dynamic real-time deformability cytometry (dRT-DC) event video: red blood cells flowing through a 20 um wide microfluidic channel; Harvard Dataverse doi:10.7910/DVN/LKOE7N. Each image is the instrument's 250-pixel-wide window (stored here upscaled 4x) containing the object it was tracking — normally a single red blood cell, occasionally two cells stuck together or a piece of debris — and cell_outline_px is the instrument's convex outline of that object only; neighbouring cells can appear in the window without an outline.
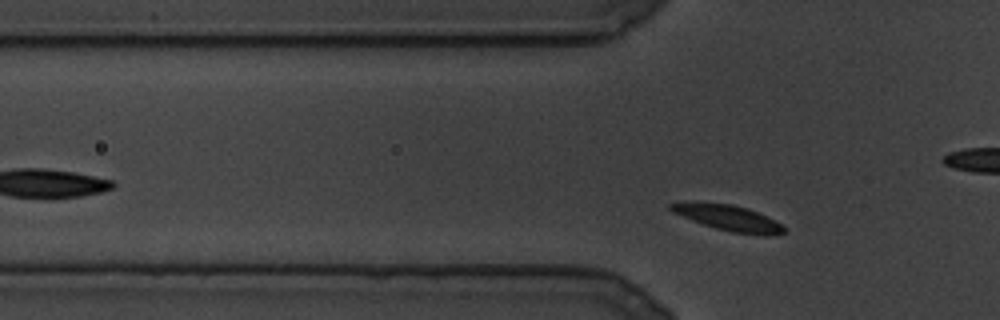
{"species": "common noctule bat (a hibernating species)", "species_latin": "Nyctalus noctula", "temperature_condition": "cold", "stored_images_in_passage": 61, "camera_frame_rate_fps": 3000, "um_per_image_px": 0.085, "animal": {"sex": "male", "body_mass_g": 19.5, "forearm_length_mm": 54.6}, "frame": {"image": 1, "passage_image": 6, "time_ms": 1.667, "image_size_px": [1000, 320], "cell_outline_px": [[788, 228], [784, 232], [732, 232], [716, 228], [692, 220], [672, 212], [668, 208], [668, 204], [692, 200], [696, 200], [732, 204], [748, 208]], "centroid_in_image_um": [61.7, 18.42], "position_along_channel_um": 64.1, "area_um2": 16.36}}
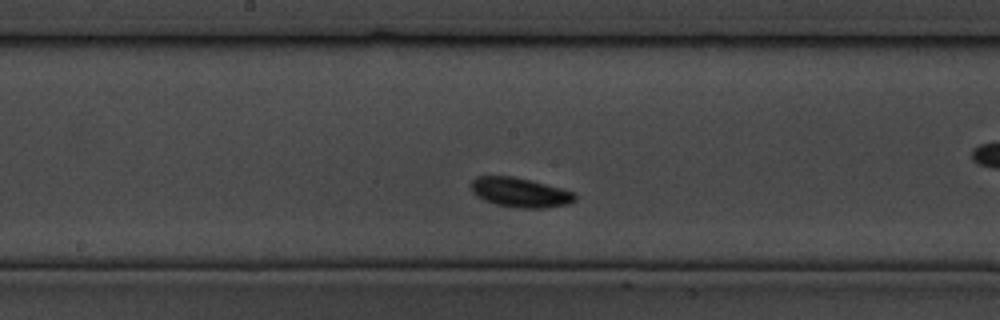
{"frame": {"image": 2, "passage_image": 31, "time_ms": 10.0, "image_size_px": [1000, 320], "cell_outline_px": [[576, 200], [568, 204], [548, 208], [520, 208], [496, 204], [484, 200], [476, 196], [472, 192], [472, 180], [476, 176], [512, 176], [576, 192]], "centroid_in_image_um": [44.22, 16.37], "position_along_channel_um": 204.0, "area_um2": 17.8}}
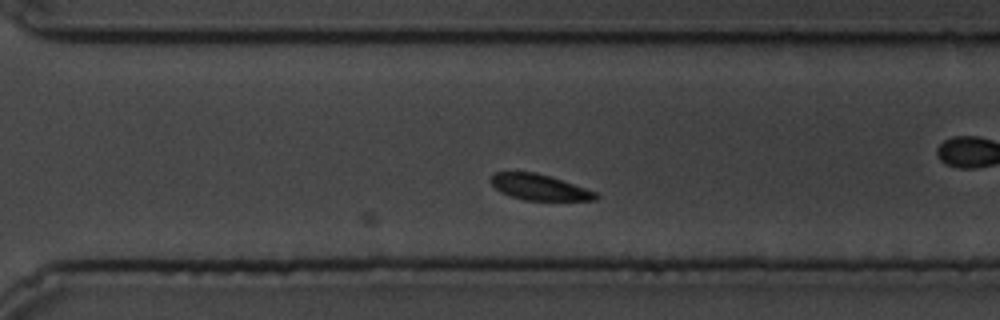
{"frame": {"image": 3, "passage_image": 52, "time_ms": 17.0, "image_size_px": [1000, 320], "cell_outline_px": [[600, 196], [596, 200], [524, 200], [500, 192], [488, 180], [496, 172], [536, 172], [552, 176], [596, 192]], "centroid_in_image_um": [45.85, 15.91], "position_along_channel_um": 324.7, "area_um2": 15.78}}